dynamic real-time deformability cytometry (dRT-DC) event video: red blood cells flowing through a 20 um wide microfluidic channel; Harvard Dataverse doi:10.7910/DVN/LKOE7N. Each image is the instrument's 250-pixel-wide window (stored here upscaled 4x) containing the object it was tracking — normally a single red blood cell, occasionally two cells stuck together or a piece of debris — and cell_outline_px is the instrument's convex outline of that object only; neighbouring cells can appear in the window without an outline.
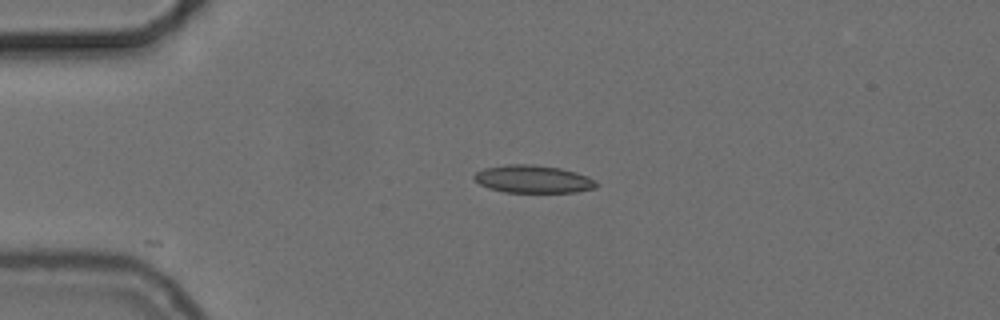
{"species": "common noctule bat (a hibernating species)", "species_latin": "Nyctalus noctula", "temperature_condition": "cold", "stored_images_in_passage": 19, "camera_frame_rate_fps": 3000, "um_per_image_px": 0.085, "animal": {"sex": "female", "body_mass_g": 24.6, "forearm_length_mm": 56.2}, "frame": {"image": 1, "passage_image": 1, "time_ms": 0.0, "image_size_px": [1000, 320], "cell_outline_px": [[600, 184], [596, 188], [576, 192], [504, 192], [488, 188], [480, 184], [472, 176], [476, 172], [484, 168], [508, 164], [532, 164], [560, 168], [576, 172], [588, 176], [596, 180]], "centroid_in_image_um": [45.35, 15.22], "position_along_channel_um": 39.7, "area_um2": 19.88}}
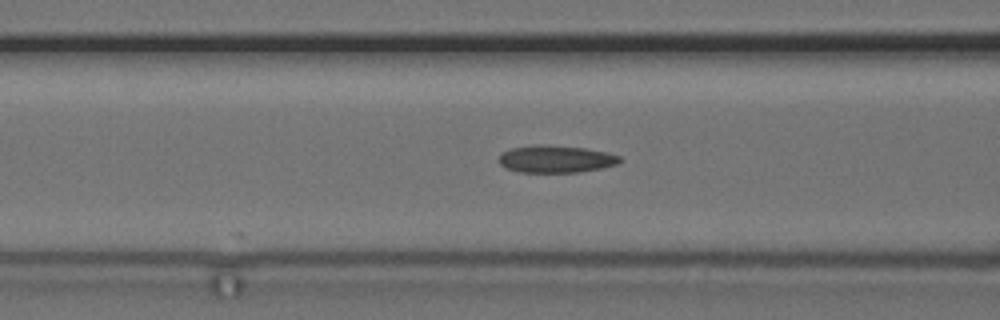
{"frame": {"image": 2, "passage_image": 10, "time_ms": 3.0, "image_size_px": [1000, 320], "cell_outline_px": [[624, 160], [616, 164], [600, 168], [580, 172], [520, 172], [508, 168], [500, 164], [500, 156], [504, 152], [512, 148], [532, 144], [548, 144], [584, 148], [608, 152], [620, 156]], "centroid_in_image_um": [47.29, 13.5], "position_along_channel_um": 119.3, "area_um2": 19.25}}
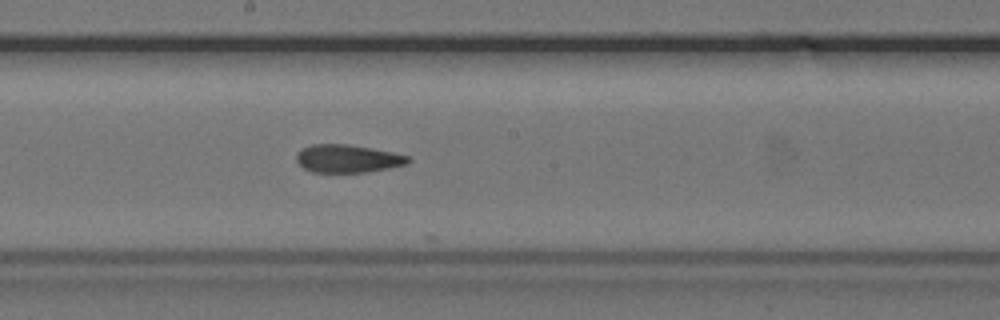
{"frame": {"image": 3, "passage_image": 18, "time_ms": 5.667, "image_size_px": [1000, 320], "cell_outline_px": [[412, 160], [408, 164], [368, 172], [312, 172], [304, 168], [296, 160], [296, 156], [304, 148], [312, 144], [348, 144], [372, 148], [392, 152], [408, 156]], "centroid_in_image_um": [29.59, 13.48], "position_along_channel_um": 218.6, "area_um2": 18.09}}